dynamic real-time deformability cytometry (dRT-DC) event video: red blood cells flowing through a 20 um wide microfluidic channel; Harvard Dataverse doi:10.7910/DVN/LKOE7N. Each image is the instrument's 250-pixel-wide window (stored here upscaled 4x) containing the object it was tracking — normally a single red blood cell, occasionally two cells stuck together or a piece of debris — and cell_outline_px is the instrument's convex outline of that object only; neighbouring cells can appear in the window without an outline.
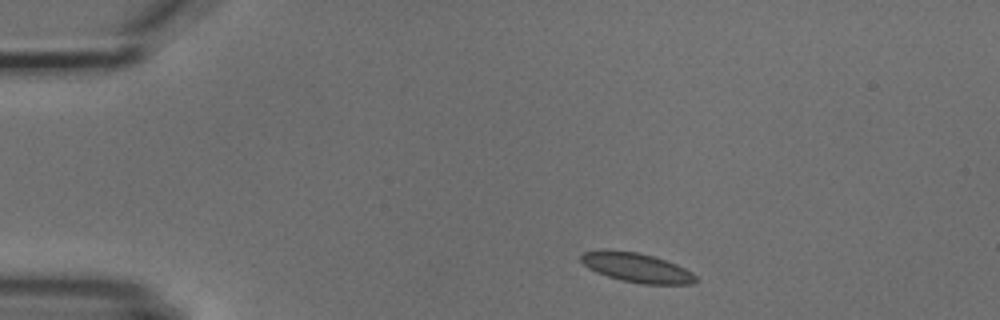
{"species": "common noctule bat (a hibernating species)", "species_latin": "Nyctalus noctula", "temperature_condition": "cold", "stored_images_in_passage": 2, "camera_frame_rate_fps": 3000, "um_per_image_px": 0.085, "animal": {"sex": "male", "body_mass_g": 18.8}, "frame": {"image": 1, "passage_image": 1, "time_ms": 0.0, "image_size_px": [1000, 320], "cell_outline_px": [[696, 280], [692, 284], [644, 284], [620, 280], [596, 272], [588, 268], [580, 260], [580, 256], [584, 252], [636, 252], [652, 256], [676, 264], [692, 272], [696, 276]], "centroid_in_image_um": [54.16, 22.79], "position_along_channel_um": 30.8, "area_um2": 18.9}}